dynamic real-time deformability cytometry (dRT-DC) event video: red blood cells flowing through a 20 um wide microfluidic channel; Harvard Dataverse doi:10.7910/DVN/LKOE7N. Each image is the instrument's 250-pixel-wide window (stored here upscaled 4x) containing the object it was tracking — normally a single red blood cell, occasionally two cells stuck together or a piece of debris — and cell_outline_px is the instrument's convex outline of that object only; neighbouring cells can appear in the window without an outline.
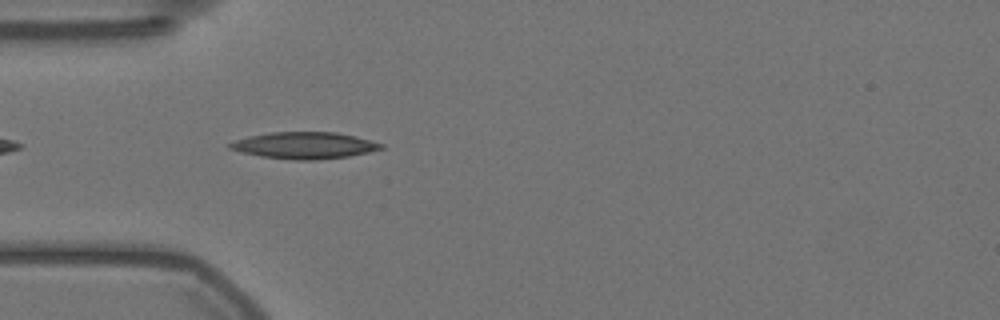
{"species": "Egyptian fruit bat (a non-hibernating species)", "species_latin": "Rousettus aegyptiacus", "temperature_condition": "warm", "stored_images_in_passage": 41, "camera_frame_rate_fps": 3000, "um_per_image_px": 0.085, "animal": {"sex": "female"}, "frame": {"image": 1, "passage_image": 1, "time_ms": 0.0, "image_size_px": [1000, 320], "cell_outline_px": [[384, 148], [368, 152], [348, 156], [312, 160], [296, 160], [260, 156], [228, 148], [228, 144], [236, 140], [248, 136], [268, 132], [336, 132], [356, 136], [384, 144]], "centroid_in_image_um": [25.88, 12.35], "position_along_channel_um": 59.1, "area_um2": 23.35}}
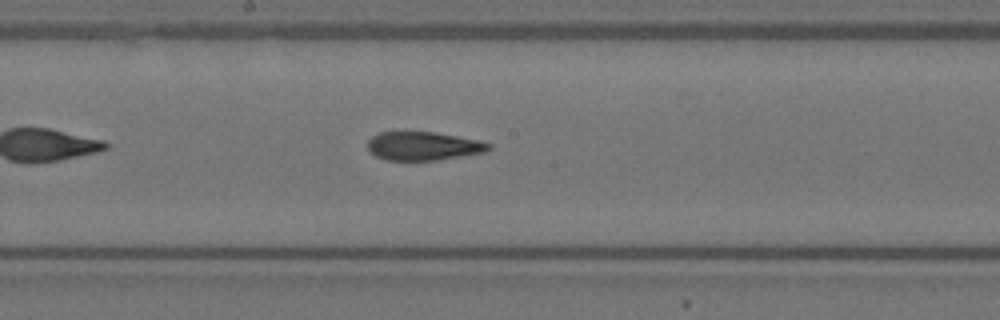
{"frame": {"image": 2, "passage_image": 14, "time_ms": 4.333, "image_size_px": [1000, 320], "cell_outline_px": [[492, 148], [484, 152], [436, 160], [384, 160], [376, 156], [368, 148], [368, 140], [372, 136], [380, 132], [404, 128], [432, 132], [480, 140], [492, 144]], "centroid_in_image_um": [35.93, 12.36], "position_along_channel_um": 212.3, "area_um2": 20.75}}
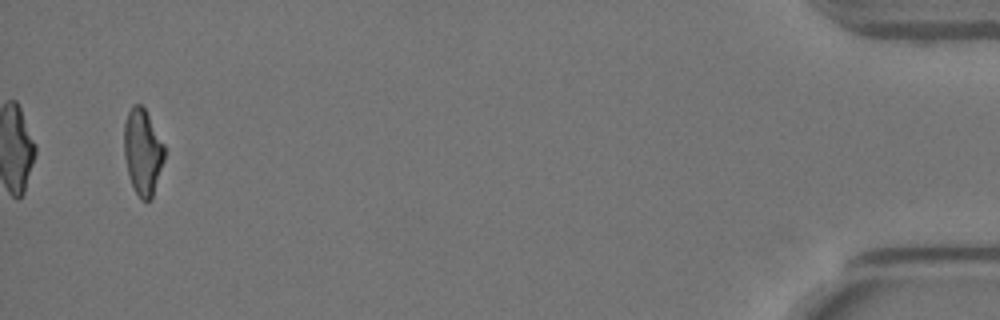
{"frame": {"image": 3, "passage_image": 39, "time_ms": 12.667, "image_size_px": [1000, 320], "cell_outline_px": [[164, 160], [152, 200], [140, 200], [132, 184], [128, 172], [124, 156], [124, 120], [132, 104], [140, 104], [144, 108], [164, 144]], "centroid_in_image_um": [12.12, 12.91], "position_along_channel_um": 423.1, "area_um2": 20.17}, "authors_computed_cell_mechanics": {"area_um2": 21.1548, "velocity_mm_per_s": 3.5576, "shape_relaxation_time_tau1_ms": null, "shape_relaxation_time_tau2_ms": 2.493, "deformation_change_tau1": null, "deformation_change_tau2": 0.1151}}